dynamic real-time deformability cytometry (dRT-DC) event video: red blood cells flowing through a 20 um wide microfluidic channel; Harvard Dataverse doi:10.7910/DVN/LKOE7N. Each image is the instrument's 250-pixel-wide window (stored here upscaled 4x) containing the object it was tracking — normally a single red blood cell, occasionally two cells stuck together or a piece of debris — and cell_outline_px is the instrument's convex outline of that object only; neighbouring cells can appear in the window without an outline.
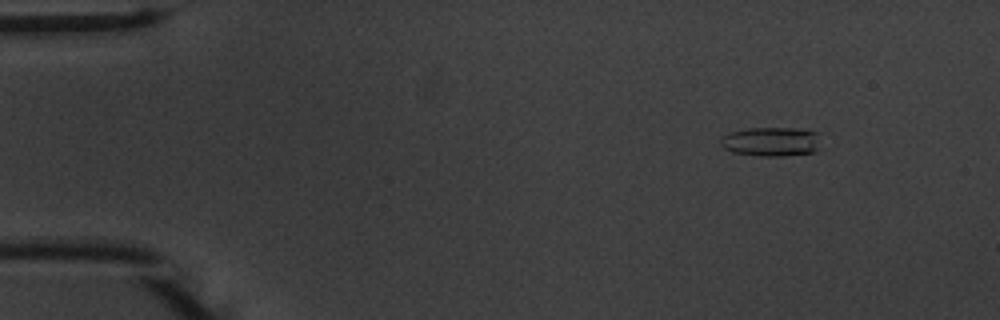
{"species": "common noctule bat (a hibernating species)", "species_latin": "Nyctalus noctula", "temperature_condition": "warm", "stored_images_in_passage": 49, "camera_frame_rate_fps": 3000, "um_per_image_px": 0.085, "animal": {"sex": "male", "body_mass_g": 20.1, "forearm_length_mm": 53.5}, "frame": {"image": 1, "passage_image": 1, "time_ms": 0.0, "image_size_px": [1000, 320], "cell_outline_px": [[820, 148], [812, 152], [784, 156], [760, 156], [732, 152], [724, 148], [720, 144], [720, 136], [732, 132], [748, 128], [796, 128], [816, 132]], "centroid_in_image_um": [65.52, 12.04], "position_along_channel_um": 19.5, "area_um2": 17.05}}
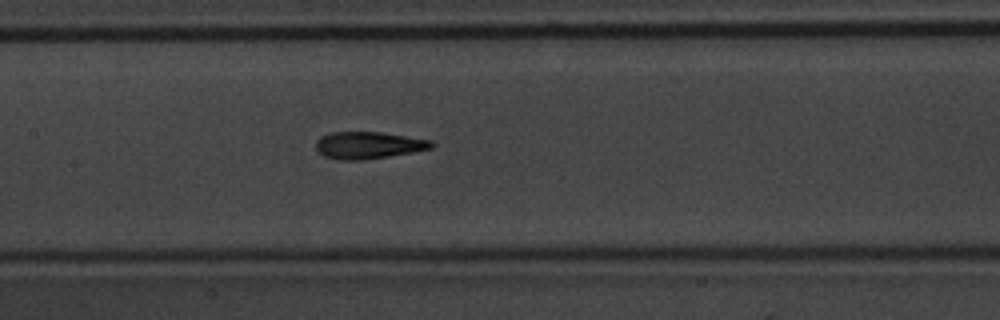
{"frame": {"image": 2, "passage_image": 21, "time_ms": 6.667, "image_size_px": [1000, 320], "cell_outline_px": [[436, 144], [432, 148], [412, 152], [364, 160], [340, 160], [324, 156], [316, 148], [316, 140], [320, 136], [332, 132], [380, 132], [432, 140]], "centroid_in_image_um": [31.32, 12.34], "position_along_channel_um": 176.1, "area_um2": 18.21}}
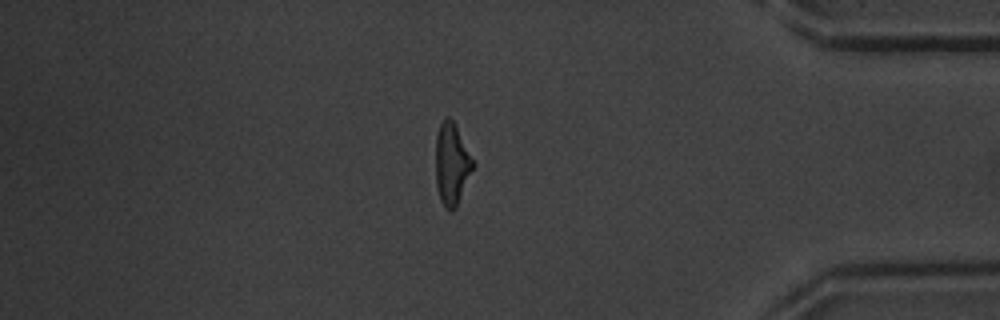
{"frame": {"image": 3, "passage_image": 41, "time_ms": 13.333, "image_size_px": [1000, 320], "cell_outline_px": [[476, 164], [456, 208], [452, 212], [444, 208], [440, 200], [436, 184], [436, 136], [440, 124], [444, 116], [448, 116], [452, 120]], "centroid_in_image_um": [38.4, 13.98], "position_along_channel_um": 396.8, "area_um2": 17.92}, "authors_computed_cell_mechanics": {"area_um2": 17.629, "velocity_mm_per_s": 3.7583, "shape_relaxation_time_tau1_ms": 3.2886, "shape_relaxation_time_tau2_ms": 2.2026, "deformation_change_tau1": 0.198, "deformation_change_tau2": 0.1283}}